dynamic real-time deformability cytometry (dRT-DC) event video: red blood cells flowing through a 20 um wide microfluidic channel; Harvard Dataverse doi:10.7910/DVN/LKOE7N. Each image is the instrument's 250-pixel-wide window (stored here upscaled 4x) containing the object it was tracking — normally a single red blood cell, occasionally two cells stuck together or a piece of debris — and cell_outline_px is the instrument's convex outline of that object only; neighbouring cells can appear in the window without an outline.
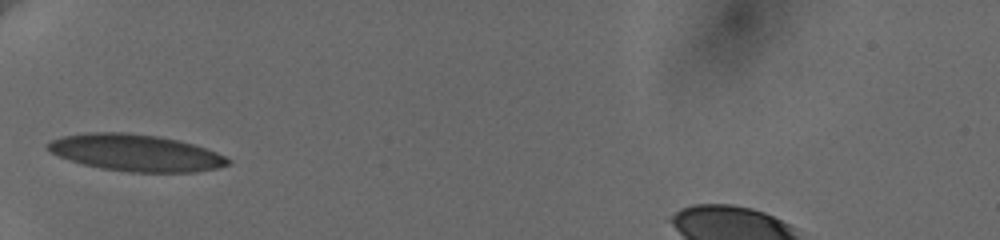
{"species": "human", "species_latin": "Homo sapiens", "temperature_condition": "cold", "stored_images_in_passage": 33, "camera_frame_rate_fps": 3000, "um_per_image_px": 0.085, "donor": {"sex": "female"}, "frame": {"image": 1, "passage_image": 1, "time_ms": 0.0, "image_size_px": [1000, 240], "cell_outline_px": [[232, 164], [216, 168], [196, 172], [128, 172], [100, 168], [68, 160], [56, 156], [48, 152], [44, 148], [44, 144], [52, 140], [64, 136], [88, 132], [124, 132], [156, 136], [176, 140], [192, 144], [216, 152], [232, 160]], "centroid_in_image_um": [11.48, 12.99], "position_along_channel_um": 73.5, "area_um2": 38.73}}
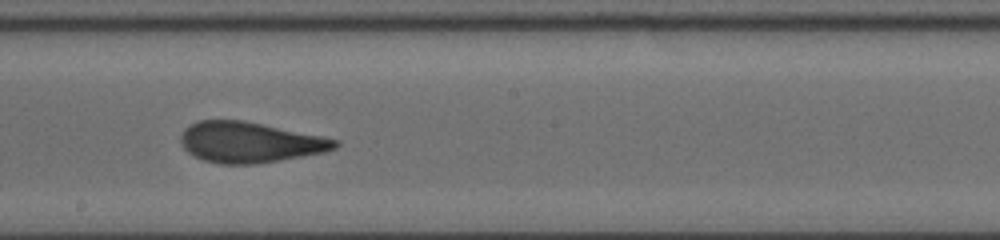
{"frame": {"image": 2, "passage_image": 14, "time_ms": 4.333, "image_size_px": [1000, 240], "cell_outline_px": [[340, 144], [336, 148], [324, 152], [280, 160], [256, 164], [220, 164], [204, 160], [188, 152], [180, 144], [180, 136], [192, 124], [200, 120], [244, 120], [340, 140]], "centroid_in_image_um": [21.25, 12.1], "position_along_channel_um": 227.0, "area_um2": 36.24}}
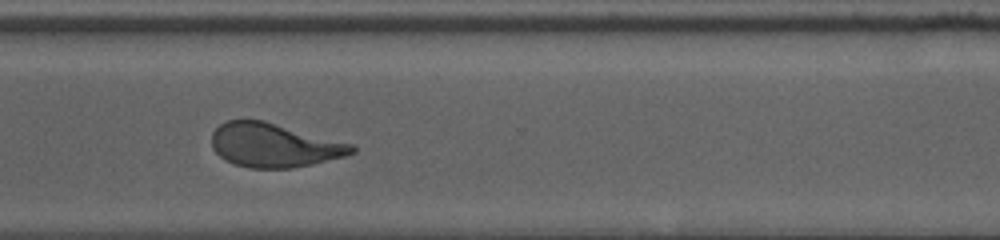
{"frame": {"image": 3, "passage_image": 24, "time_ms": 7.667, "image_size_px": [1000, 240], "cell_outline_px": [[356, 152], [344, 156], [312, 164], [292, 168], [252, 168], [236, 164], [224, 160], [212, 148], [212, 132], [220, 124], [228, 120], [264, 120], [352, 144], [356, 148]], "centroid_in_image_um": [23.28, 12.34], "position_along_channel_um": 347.3, "area_um2": 35.66}, "authors_computed_cell_mechanics": {"area_um2": 36.414, "velocity_mm_per_s": 3.631, "shape_relaxation_time_tau1_ms": 6.2893, "shape_relaxation_time_tau2_ms": 1.0513, "deformation_change_tau1": 0.1892, "deformation_change_tau2": 0.0755}}